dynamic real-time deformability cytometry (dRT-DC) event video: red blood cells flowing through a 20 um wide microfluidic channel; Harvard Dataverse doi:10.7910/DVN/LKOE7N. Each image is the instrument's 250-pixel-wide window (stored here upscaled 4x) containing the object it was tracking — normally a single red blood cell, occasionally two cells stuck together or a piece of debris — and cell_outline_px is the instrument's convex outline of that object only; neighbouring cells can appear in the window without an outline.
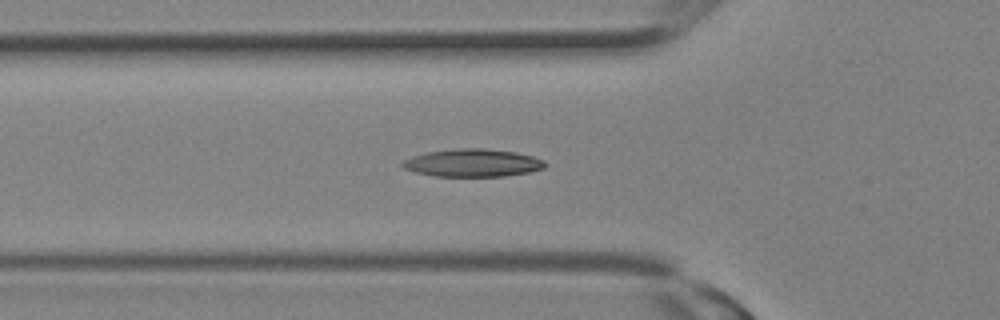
{"species": "Egyptian fruit bat (a non-hibernating species)", "species_latin": "Rousettus aegyptiacus", "temperature_condition": "room temperature", "stored_images_in_passage": 14, "camera_frame_rate_fps": 3000, "um_per_image_px": 0.085, "animal": {"sex": "female"}, "frame": {"image": 1, "passage_image": 10, "time_ms": 3.0, "image_size_px": [1000, 320], "cell_outline_px": [[544, 168], [528, 172], [504, 176], [432, 176], [416, 172], [404, 168], [400, 164], [404, 160], [412, 156], [424, 152], [456, 148], [484, 148], [516, 152], [532, 156], [544, 160]], "centroid_in_image_um": [40.14, 13.83], "position_along_channel_um": 85.7, "area_um2": 23.06}}
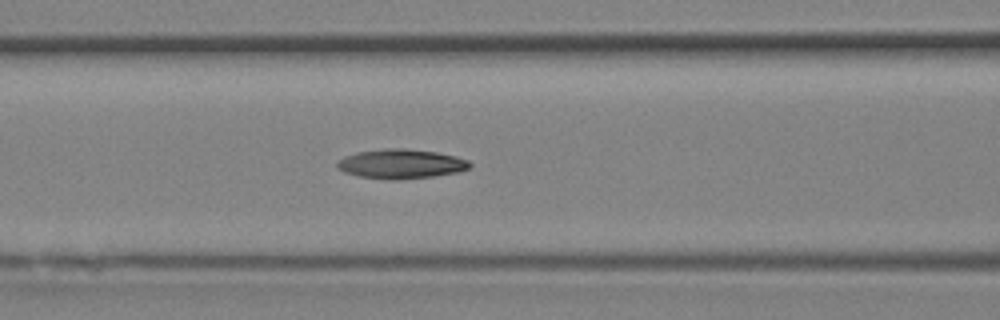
{"frame": {"image": 2, "passage_image": 12, "time_ms": 3.667, "image_size_px": [1000, 320], "cell_outline_px": [[472, 164], [468, 168], [460, 172], [432, 176], [360, 176], [344, 172], [336, 168], [336, 164], [344, 156], [356, 152], [384, 148], [404, 148], [436, 152], [456, 156], [468, 160]], "centroid_in_image_um": [34.11, 13.86], "position_along_channel_um": 132.5, "area_um2": 21.68}}
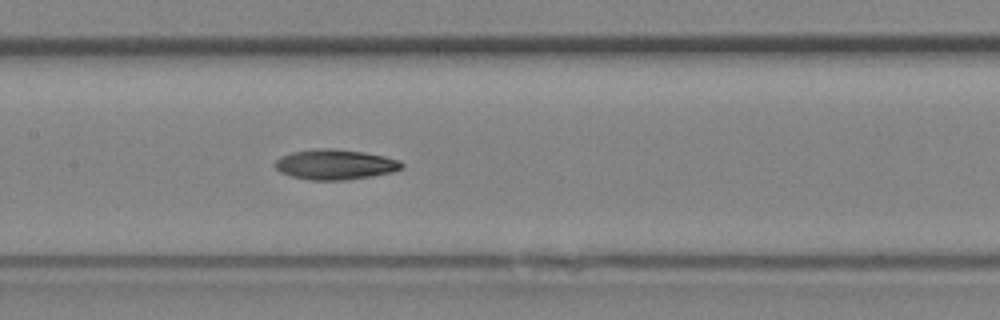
{"frame": {"image": 3, "passage_image": 14, "time_ms": 4.333, "image_size_px": [1000, 320], "cell_outline_px": [[404, 168], [392, 172], [372, 176], [344, 180], [312, 180], [292, 176], [280, 172], [276, 168], [276, 160], [280, 156], [292, 152], [316, 148], [332, 148], [364, 152], [384, 156], [400, 160], [404, 164]], "centroid_in_image_um": [28.52, 13.97], "position_along_channel_um": 178.9, "area_um2": 22.31}}